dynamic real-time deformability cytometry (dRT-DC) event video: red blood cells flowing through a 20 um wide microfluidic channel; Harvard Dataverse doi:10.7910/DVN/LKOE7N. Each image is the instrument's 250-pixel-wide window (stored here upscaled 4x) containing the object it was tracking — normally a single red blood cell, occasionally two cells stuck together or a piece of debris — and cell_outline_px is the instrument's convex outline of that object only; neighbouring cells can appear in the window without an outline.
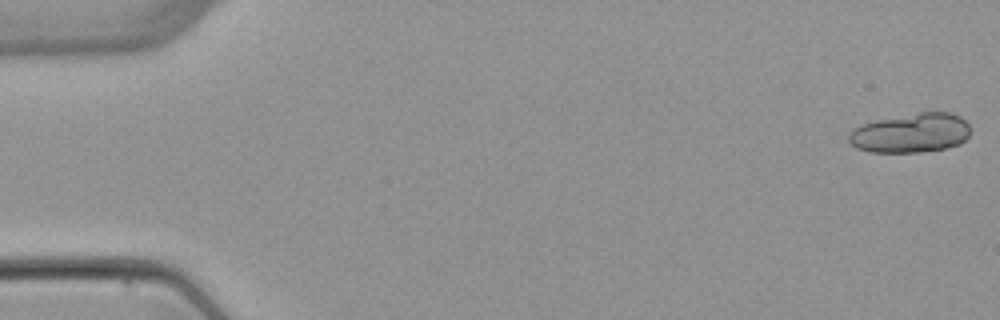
{"species": "common noctule bat (a hibernating species)", "species_latin": "Nyctalus noctula", "temperature_condition": "warm", "stored_images_in_passage": 6, "camera_frame_rate_fps": 3000, "um_per_image_px": 0.085, "animal": {"sex": "female", "body_mass_g": 22.7, "forearm_length_mm": 54.2}, "frame": {"image": 1, "passage_image": 1, "time_ms": 0.0, "image_size_px": [1000, 320], "cell_outline_px": [[968, 136], [960, 144], [944, 148], [920, 152], [872, 152], [856, 148], [848, 140], [848, 132], [852, 128], [860, 124], [876, 120], [920, 112], [948, 112], [960, 116], [968, 124]], "centroid_in_image_um": [77.37, 11.3], "position_along_channel_um": 7.6, "area_um2": 27.86}}